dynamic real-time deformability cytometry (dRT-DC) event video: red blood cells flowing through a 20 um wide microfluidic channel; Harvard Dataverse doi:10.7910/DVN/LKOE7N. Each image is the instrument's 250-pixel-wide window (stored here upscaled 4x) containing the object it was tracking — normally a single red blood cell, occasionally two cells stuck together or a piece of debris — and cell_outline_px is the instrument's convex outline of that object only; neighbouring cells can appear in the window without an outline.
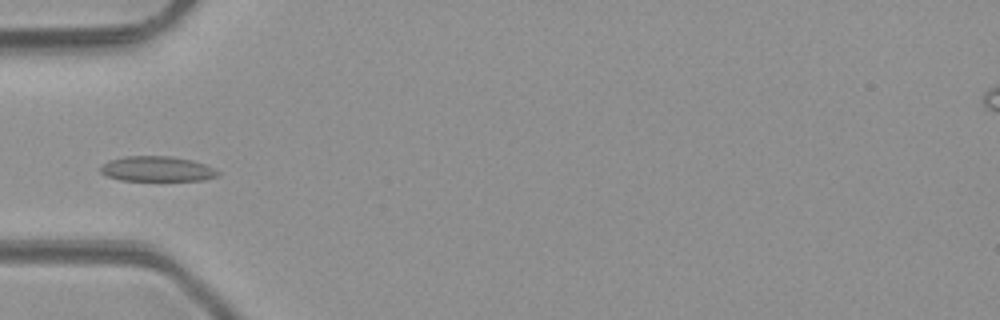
{"species": "common noctule bat (a hibernating species)", "species_latin": "Nyctalus noctula", "temperature_condition": "room temperature", "stored_images_in_passage": 5, "camera_frame_rate_fps": 3000, "um_per_image_px": 0.085, "animal": {"sex": "male", "body_mass_g": 23.1, "forearm_length_mm": 52.7}, "frame": {"image": 1, "passage_image": 4, "time_ms": 4.333, "image_size_px": [1000, 320], "cell_outline_px": [[220, 172], [216, 176], [204, 180], [120, 180], [108, 176], [100, 172], [100, 164], [108, 160], [124, 156], [172, 156], [192, 160], [204, 164]], "centroid_in_image_um": [13.29, 14.34], "position_along_channel_um": 71.7, "area_um2": 17.17}}
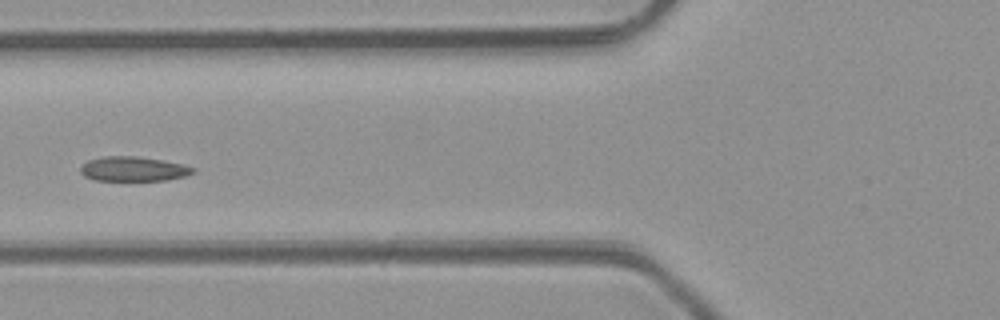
{"frame": {"image": 2, "passage_image": 5, "time_ms": 5.333, "image_size_px": [1000, 320], "cell_outline_px": [[196, 172], [184, 176], [168, 180], [96, 180], [84, 176], [80, 172], [80, 168], [88, 160], [104, 156], [136, 156], [160, 160], [180, 164], [196, 168]], "centroid_in_image_um": [11.33, 14.36], "position_along_channel_um": 114.5, "area_um2": 15.95}}